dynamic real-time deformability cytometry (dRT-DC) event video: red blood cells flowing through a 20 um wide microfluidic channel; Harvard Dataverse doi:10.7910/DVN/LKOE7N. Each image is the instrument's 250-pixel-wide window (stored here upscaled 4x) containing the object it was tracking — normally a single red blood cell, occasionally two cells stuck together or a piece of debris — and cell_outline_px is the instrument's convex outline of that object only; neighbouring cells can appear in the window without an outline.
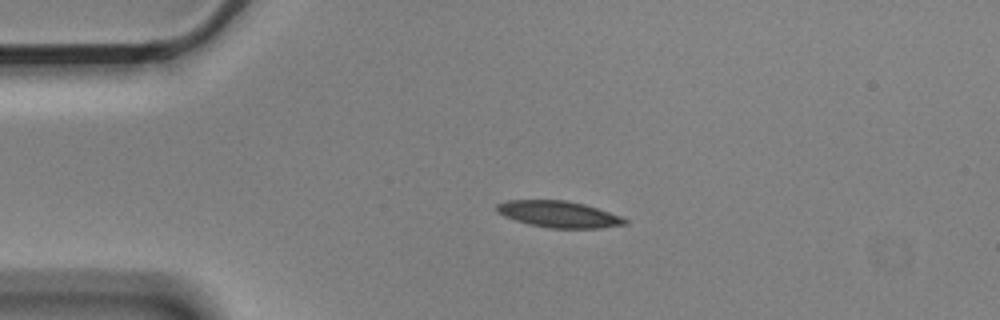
{"species": "Egyptian fruit bat (a non-hibernating species)", "species_latin": "Rousettus aegyptiacus", "temperature_condition": "cold", "stored_images_in_passage": 4, "camera_frame_rate_fps": 3000, "um_per_image_px": 0.085, "animal": {"sex": "male"}, "frame": {"image": 1, "passage_image": 3, "time_ms": 0.667, "image_size_px": [1000, 320], "cell_outline_px": [[628, 224], [600, 228], [548, 228], [528, 224], [504, 216], [496, 212], [496, 204], [508, 200], [564, 200], [584, 204], [620, 216], [628, 220]], "centroid_in_image_um": [47.47, 18.21], "position_along_channel_um": 37.5, "area_um2": 19.71}}